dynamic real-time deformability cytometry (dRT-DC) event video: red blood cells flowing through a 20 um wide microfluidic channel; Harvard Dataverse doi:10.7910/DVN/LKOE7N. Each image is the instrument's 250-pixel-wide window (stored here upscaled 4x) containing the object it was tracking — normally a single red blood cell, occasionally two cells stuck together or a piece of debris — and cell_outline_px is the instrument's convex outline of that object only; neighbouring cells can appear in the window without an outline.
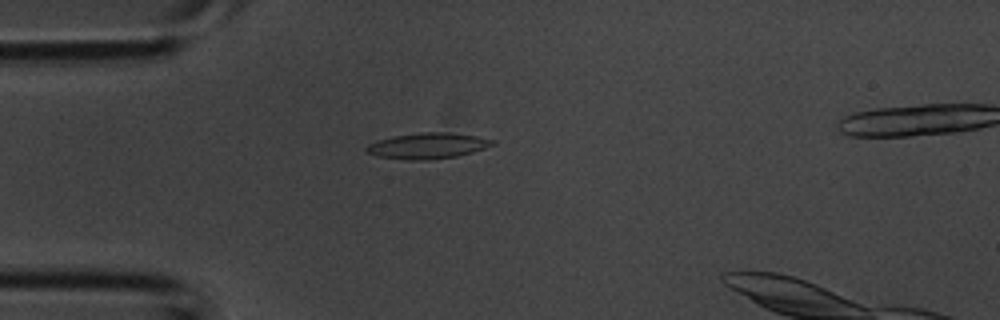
{"species": "common noctule bat (a hibernating species)", "species_latin": "Nyctalus noctula", "temperature_condition": "room temperature", "stored_images_in_passage": 4, "camera_frame_rate_fps": 3000, "um_per_image_px": 0.085, "animal": {"sex": "male", "body_mass_g": 20.1, "forearm_length_mm": 53.5}, "frame": {"image": 1, "passage_image": 3, "time_ms": 0.667, "image_size_px": [1000, 320], "cell_outline_px": [[496, 144], [472, 152], [456, 156], [428, 160], [408, 160], [376, 156], [368, 152], [364, 148], [368, 144], [376, 140], [392, 136], [420, 132], [448, 132], [476, 136], [496, 140]], "centroid_in_image_um": [36.34, 12.38], "position_along_channel_um": 48.7, "area_um2": 19.07}}